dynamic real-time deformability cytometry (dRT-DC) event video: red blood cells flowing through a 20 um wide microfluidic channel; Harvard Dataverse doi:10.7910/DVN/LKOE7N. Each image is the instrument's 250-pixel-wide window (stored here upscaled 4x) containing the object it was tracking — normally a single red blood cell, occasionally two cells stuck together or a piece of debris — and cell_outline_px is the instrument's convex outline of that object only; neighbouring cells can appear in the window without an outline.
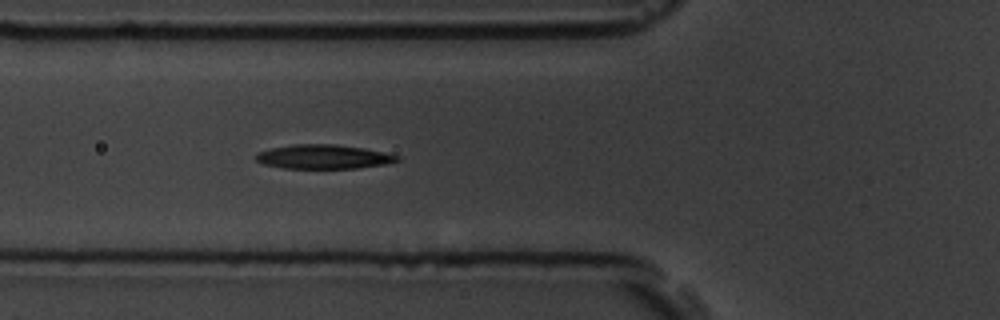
{"species": "common noctule bat (a hibernating species)", "species_latin": "Nyctalus noctula", "temperature_condition": "room temperature", "stored_images_in_passage": 5, "camera_frame_rate_fps": 3000, "um_per_image_px": 0.085, "animal": {"sex": "male", "body_mass_g": 19.5, "forearm_length_mm": 54.6}, "frame": {"image": 1, "passage_image": 5, "time_ms": 1.333, "image_size_px": [1000, 320], "cell_outline_px": [[400, 160], [384, 164], [356, 168], [284, 168], [264, 164], [256, 160], [256, 152], [272, 148], [292, 144], [336, 144], [364, 148], [384, 152], [400, 156]], "centroid_in_image_um": [27.49, 13.31], "position_along_channel_um": 98.3, "area_um2": 19.83}}